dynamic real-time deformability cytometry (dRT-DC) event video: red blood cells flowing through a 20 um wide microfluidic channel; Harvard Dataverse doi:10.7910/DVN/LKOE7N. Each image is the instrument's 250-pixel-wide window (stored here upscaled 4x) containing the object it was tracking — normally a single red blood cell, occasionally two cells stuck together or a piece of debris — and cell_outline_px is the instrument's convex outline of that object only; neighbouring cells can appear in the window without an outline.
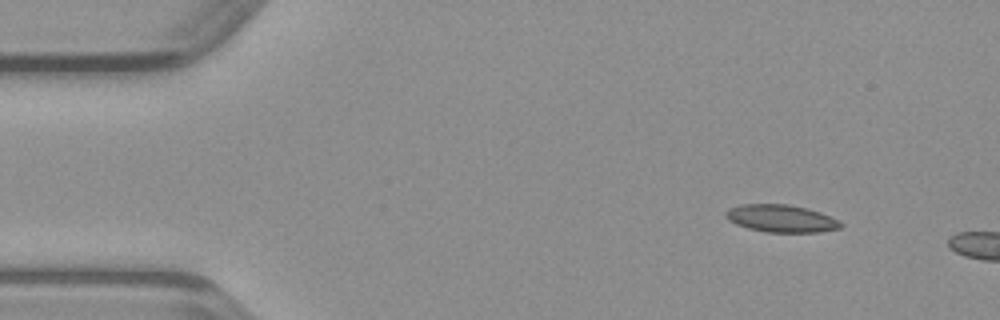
{"species": "common noctule bat (a hibernating species)", "species_latin": "Nyctalus noctula", "temperature_condition": "warm", "stored_images_in_passage": 4, "camera_frame_rate_fps": 3000, "um_per_image_px": 0.085, "animal": {"sex": "male", "body_mass_g": 23.1, "forearm_length_mm": 52.7}, "frame": {"image": 1, "passage_image": 1, "time_ms": 0.0, "image_size_px": [1000, 320], "cell_outline_px": [[844, 224], [840, 228], [820, 232], [764, 232], [748, 228], [736, 224], [728, 220], [724, 216], [724, 212], [740, 204], [788, 204], [808, 208], [820, 212], [840, 220]], "centroid_in_image_um": [66.42, 18.57], "position_along_channel_um": 18.6, "area_um2": 18.55}}